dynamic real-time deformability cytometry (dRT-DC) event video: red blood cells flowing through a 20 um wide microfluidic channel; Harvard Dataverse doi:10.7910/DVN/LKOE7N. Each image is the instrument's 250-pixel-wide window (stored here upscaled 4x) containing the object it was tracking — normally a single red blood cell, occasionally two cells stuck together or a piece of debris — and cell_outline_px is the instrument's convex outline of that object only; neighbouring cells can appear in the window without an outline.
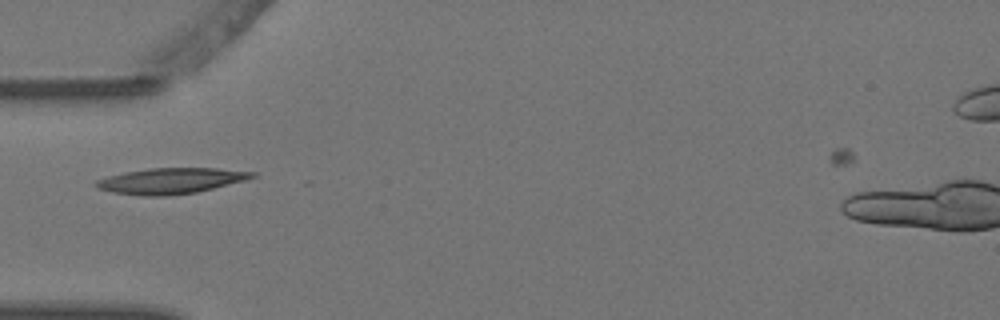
{"species": "Egyptian fruit bat (a non-hibernating species)", "species_latin": "Rousettus aegyptiacus", "temperature_condition": "warm", "stored_images_in_passage": 2, "camera_frame_rate_fps": 3000, "um_per_image_px": 0.085, "animal": {"sex": "female"}, "frame": {"image": 1, "passage_image": 2, "time_ms": 0.333, "image_size_px": [1000, 320], "cell_outline_px": [[256, 176], [244, 180], [196, 192], [168, 196], [144, 196], [112, 192], [96, 188], [92, 184], [96, 180], [108, 176], [124, 172], [148, 168], [216, 168], [256, 172]], "centroid_in_image_um": [14.45, 15.37], "position_along_channel_um": 70.5, "area_um2": 23.41}}